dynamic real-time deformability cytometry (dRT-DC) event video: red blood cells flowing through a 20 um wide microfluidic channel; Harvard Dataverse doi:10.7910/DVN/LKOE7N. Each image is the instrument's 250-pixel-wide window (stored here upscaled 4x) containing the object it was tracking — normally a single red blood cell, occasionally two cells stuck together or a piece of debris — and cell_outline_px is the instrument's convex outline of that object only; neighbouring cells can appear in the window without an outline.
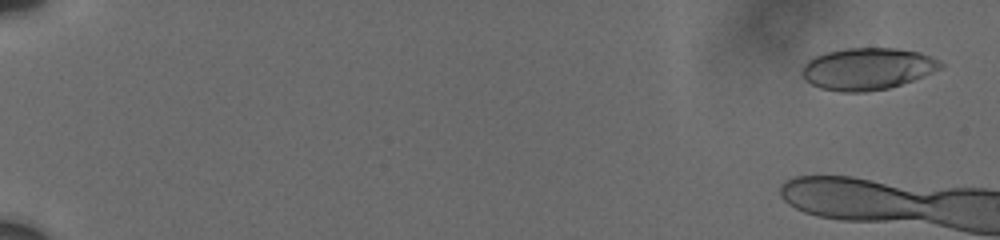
{"species": "human", "species_latin": "Homo sapiens", "temperature_condition": "cold", "stored_images_in_passage": 9, "camera_frame_rate_fps": 3000, "um_per_image_px": 0.085, "donor": {"sex": "male"}, "frame": {"image": 1, "passage_image": 3, "time_ms": 0.667, "image_size_px": [1000, 240], "cell_outline_px": [[944, 64], [940, 68], [932, 72], [912, 80], [888, 88], [864, 92], [840, 92], [820, 88], [804, 80], [800, 72], [804, 64], [808, 60], [816, 56], [828, 52], [848, 48], [896, 48], [920, 52], [940, 60]], "centroid_in_image_um": [73.7, 5.85], "position_along_channel_um": 11.3, "area_um2": 33.76}}